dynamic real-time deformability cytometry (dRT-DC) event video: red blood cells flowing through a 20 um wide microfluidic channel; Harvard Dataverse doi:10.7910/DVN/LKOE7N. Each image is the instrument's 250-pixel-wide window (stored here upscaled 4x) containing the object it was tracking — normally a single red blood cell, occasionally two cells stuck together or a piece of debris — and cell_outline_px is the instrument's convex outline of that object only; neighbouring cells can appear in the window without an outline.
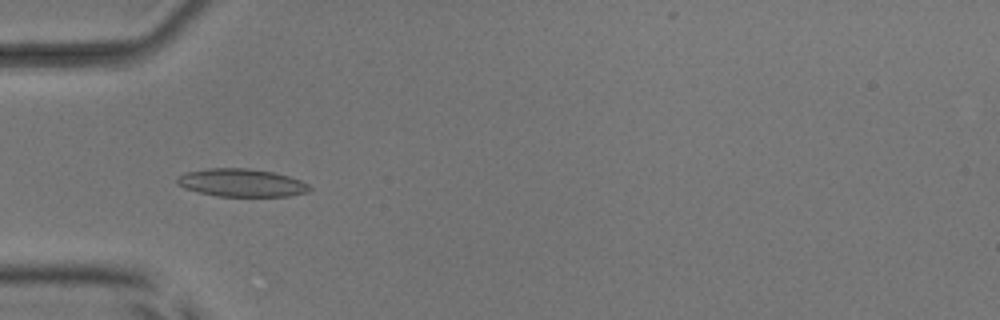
{"species": "common noctule bat (a hibernating species)", "species_latin": "Nyctalus noctula", "temperature_condition": "room temperature", "stored_images_in_passage": 45, "camera_frame_rate_fps": 3000, "um_per_image_px": 0.085, "animal": {"sex": "male", "body_mass_g": 17.9, "forearm_length_mm": 54.2}, "frame": {"image": 1, "passage_image": 10, "time_ms": 3.0, "image_size_px": [1000, 320], "cell_outline_px": [[312, 188], [308, 192], [288, 196], [216, 196], [184, 188], [176, 184], [176, 180], [184, 172], [208, 168], [248, 168], [272, 172], [288, 176], [300, 180], [308, 184]], "centroid_in_image_um": [20.52, 15.53], "position_along_channel_um": 64.5, "area_um2": 21.5}}
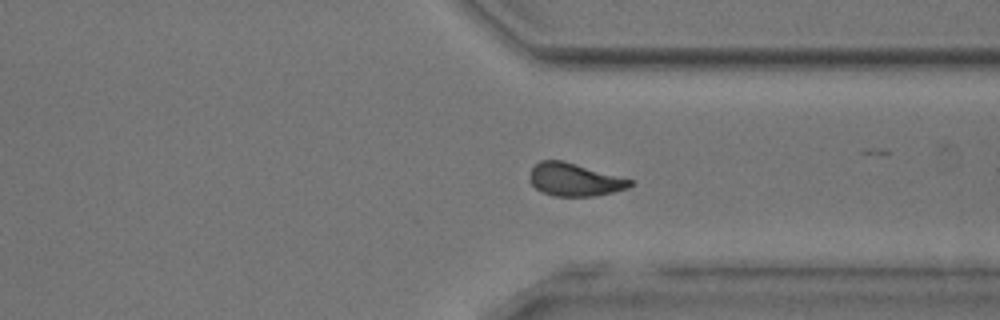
{"frame": {"image": 2, "passage_image": 33, "time_ms": 10.667, "image_size_px": [1000, 320], "cell_outline_px": [[632, 184], [628, 188], [612, 192], [592, 196], [556, 196], [544, 192], [536, 188], [528, 180], [528, 176], [532, 168], [540, 160], [564, 160], [632, 180]], "centroid_in_image_um": [48.8, 15.26], "position_along_channel_um": 362.6, "area_um2": 19.07}}
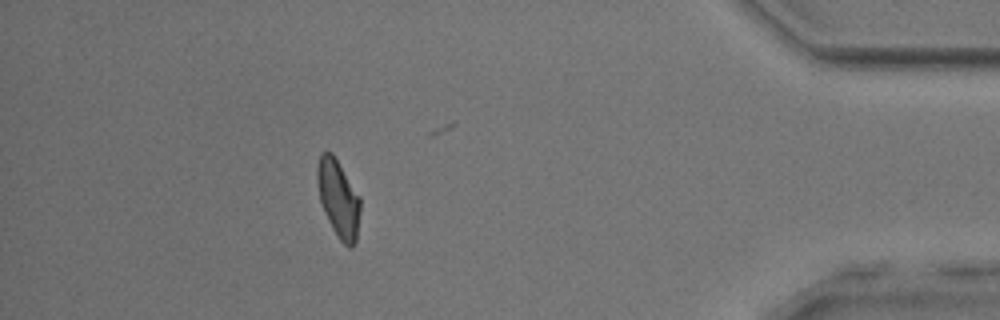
{"frame": {"image": 3, "passage_image": 40, "time_ms": 13.0, "image_size_px": [1000, 320], "cell_outline_px": [[360, 212], [356, 244], [352, 248], [348, 248], [340, 240], [332, 228], [328, 220], [320, 200], [316, 180], [316, 168], [320, 152], [332, 152], [360, 196]], "centroid_in_image_um": [28.76, 16.88], "position_along_channel_um": 406.4, "area_um2": 19.59}, "authors_computed_cell_mechanics": {"area_um2": 19.7676, "velocity_mm_per_s": 3.9093, "shape_relaxation_time_tau1_ms": null, "shape_relaxation_time_tau2_ms": 2.6337, "deformation_change_tau1": null, "deformation_change_tau2": 0.0769}}